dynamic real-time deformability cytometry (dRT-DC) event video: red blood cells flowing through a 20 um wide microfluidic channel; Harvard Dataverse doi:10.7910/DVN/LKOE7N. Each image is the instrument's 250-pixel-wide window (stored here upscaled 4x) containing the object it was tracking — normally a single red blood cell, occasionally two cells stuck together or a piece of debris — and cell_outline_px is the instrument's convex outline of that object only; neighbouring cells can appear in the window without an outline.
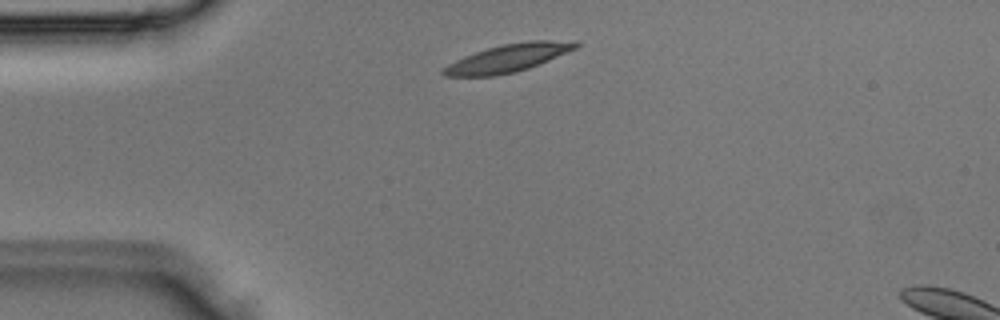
{"species": "Egyptian fruit bat (a non-hibernating species)", "species_latin": "Rousettus aegyptiacus", "temperature_condition": "room temperature", "stored_images_in_passage": 2, "segment_of_instrument_passage": [1, 2], "camera_frame_rate_fps": 3000, "um_per_image_px": 0.085, "animal": {"sex": "male"}, "frame": {"image": 1, "passage_image": 1, "time_ms": 0.0, "image_size_px": [1000, 320], "cell_outline_px": [[580, 44], [576, 48], [528, 68], [516, 72], [492, 76], [444, 76], [440, 72], [448, 64], [464, 56], [488, 48], [504, 44], [528, 40], [580, 40]], "centroid_in_image_um": [43.21, 4.92], "position_along_channel_um": 41.8, "area_um2": 21.33}}